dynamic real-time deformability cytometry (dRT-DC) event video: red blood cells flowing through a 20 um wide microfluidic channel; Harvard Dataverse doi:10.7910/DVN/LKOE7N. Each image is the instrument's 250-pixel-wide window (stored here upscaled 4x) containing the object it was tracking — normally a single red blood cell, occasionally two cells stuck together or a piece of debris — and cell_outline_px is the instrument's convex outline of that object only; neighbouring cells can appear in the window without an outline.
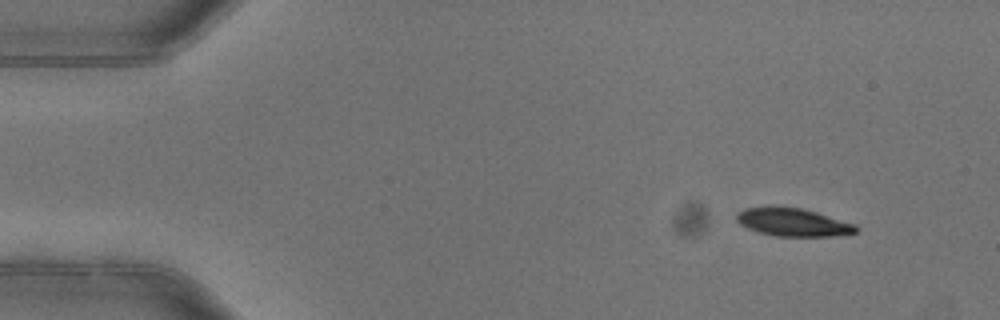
{"species": "common noctule bat (a hibernating species)", "species_latin": "Nyctalus noctula", "temperature_condition": "warm", "stored_images_in_passage": 4, "segment_of_instrument_passage": [1, 2], "camera_frame_rate_fps": 3000, "um_per_image_px": 0.085, "animal": {"sex": "female"}, "frame": {"image": 1, "passage_image": 1, "time_ms": 0.0, "image_size_px": [1000, 320], "cell_outline_px": [[856, 232], [832, 236], [776, 236], [756, 232], [740, 224], [736, 220], [736, 216], [744, 208], [800, 208], [816, 212], [856, 224]], "centroid_in_image_um": [67.41, 18.91], "position_along_channel_um": 17.6, "area_um2": 18.96}}